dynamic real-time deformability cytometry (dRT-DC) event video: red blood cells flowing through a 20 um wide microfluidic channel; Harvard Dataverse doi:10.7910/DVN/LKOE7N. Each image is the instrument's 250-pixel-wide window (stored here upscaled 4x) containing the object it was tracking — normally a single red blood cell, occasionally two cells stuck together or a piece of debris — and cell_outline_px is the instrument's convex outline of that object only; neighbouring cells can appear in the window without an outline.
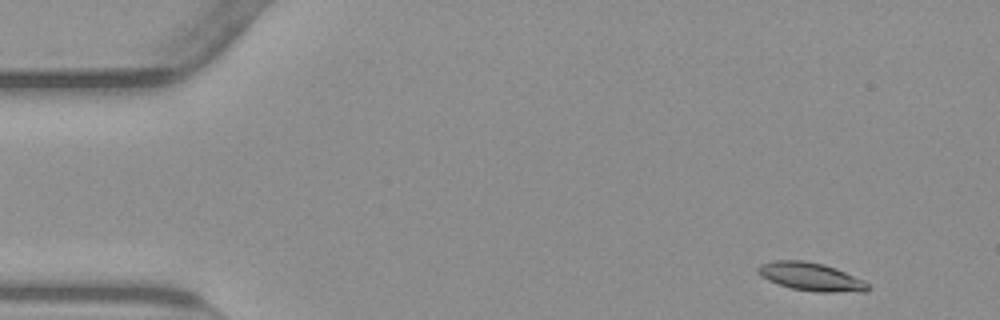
{"species": "common noctule bat (a hibernating species)", "species_latin": "Nyctalus noctula", "temperature_condition": "warm", "stored_images_in_passage": 52, "camera_frame_rate_fps": 3000, "um_per_image_px": 0.085, "animal": {"sex": "male", "body_mass_g": 23.1, "forearm_length_mm": 52.7}, "frame": {"image": 1, "passage_image": 2, "time_ms": 0.333, "image_size_px": [1000, 320], "cell_outline_px": [[872, 288], [864, 292], [816, 292], [792, 288], [768, 280], [756, 272], [756, 268], [760, 264], [772, 260], [804, 260], [824, 264], [836, 268], [864, 280]], "centroid_in_image_um": [68.94, 23.51], "position_along_channel_um": 16.1, "area_um2": 18.21}}
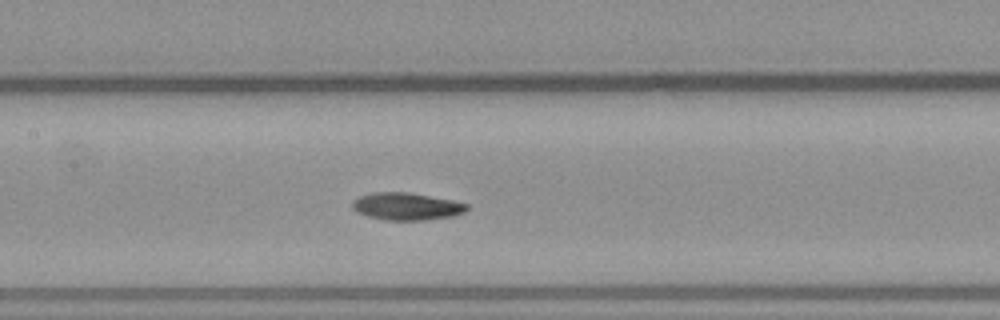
{"frame": {"image": 2, "passage_image": 23, "time_ms": 7.333, "image_size_px": [1000, 320], "cell_outline_px": [[468, 208], [464, 212], [452, 216], [424, 220], [384, 220], [368, 216], [356, 212], [352, 208], [352, 200], [360, 196], [372, 192], [408, 192], [452, 200], [468, 204]], "centroid_in_image_um": [34.52, 17.54], "position_along_channel_um": 172.9, "area_um2": 18.26}}
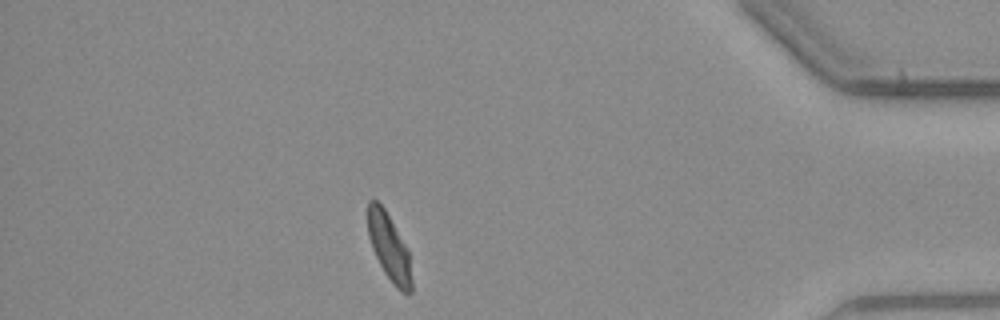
{"frame": {"image": 3, "passage_image": 45, "time_ms": 14.667, "image_size_px": [1000, 320], "cell_outline_px": [[412, 292], [408, 296], [400, 292], [396, 288], [384, 272], [372, 248], [368, 236], [368, 200], [376, 200], [384, 208], [408, 252], [412, 280]], "centroid_in_image_um": [33.08, 21.09], "position_along_channel_um": 402.1, "area_um2": 16.76}, "authors_computed_cell_mechanics": {"area_um2": 18.0625, "velocity_mm_per_s": 3.7728, "shape_relaxation_time_tau1_ms": 5.2834, "shape_relaxation_time_tau2_ms": 3.3819, "deformation_change_tau1": 0.1716, "deformation_change_tau2": 0.0798}}